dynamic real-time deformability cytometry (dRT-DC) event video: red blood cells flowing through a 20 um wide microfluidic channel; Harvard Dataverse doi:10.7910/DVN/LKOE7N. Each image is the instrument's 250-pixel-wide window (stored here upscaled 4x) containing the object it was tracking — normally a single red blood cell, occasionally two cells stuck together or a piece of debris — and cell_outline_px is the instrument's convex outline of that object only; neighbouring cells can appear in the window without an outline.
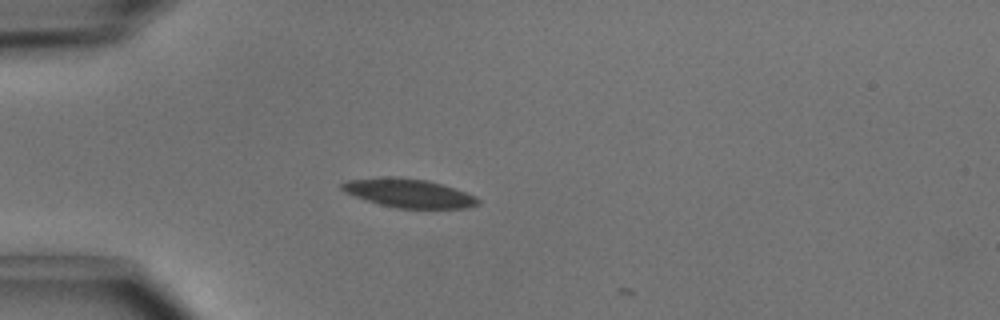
{"species": "common noctule bat (a hibernating species)", "species_latin": "Nyctalus noctula", "temperature_condition": "cold", "stored_images_in_passage": 2, "camera_frame_rate_fps": 3000, "um_per_image_px": 0.085, "animal": {"sex": "male", "body_mass_g": 15.6}, "frame": {"image": 1, "passage_image": 1, "time_ms": 0.0, "image_size_px": [1000, 320], "cell_outline_px": [[480, 204], [468, 208], [396, 208], [380, 204], [344, 192], [340, 188], [340, 184], [348, 180], [388, 176], [400, 176], [428, 180], [476, 196], [480, 200]], "centroid_in_image_um": [34.74, 16.41], "position_along_channel_um": 50.3, "area_um2": 22.72}}